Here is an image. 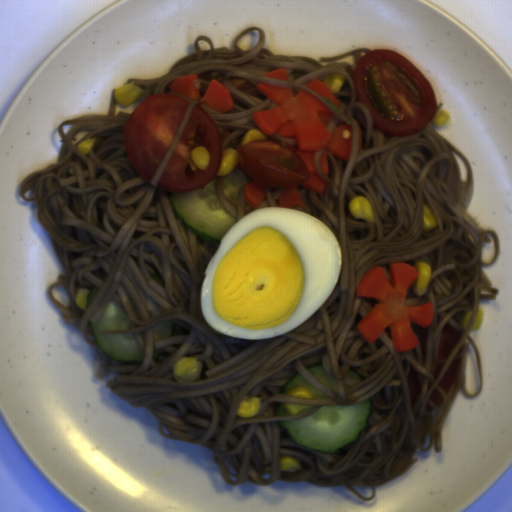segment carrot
Segmentation results:
<instances>
[{"instance_id": "79d8ee17", "label": "carrot", "mask_w": 512, "mask_h": 512, "mask_svg": "<svg viewBox=\"0 0 512 512\" xmlns=\"http://www.w3.org/2000/svg\"><path fill=\"white\" fill-rule=\"evenodd\" d=\"M299 206L306 210L302 198L299 194L298 185L287 187L278 199V207L293 208Z\"/></svg>"}, {"instance_id": "cead05ca", "label": "carrot", "mask_w": 512, "mask_h": 512, "mask_svg": "<svg viewBox=\"0 0 512 512\" xmlns=\"http://www.w3.org/2000/svg\"><path fill=\"white\" fill-rule=\"evenodd\" d=\"M389 271L390 280L381 266H373L363 275L356 289L357 297L375 298L379 303L373 305L357 328L359 335L372 343L389 326L396 352H405L420 343L412 323L430 327L434 306L431 301L419 306L405 305L407 289L419 275L415 266L396 262L389 265Z\"/></svg>"}, {"instance_id": "7f4f0e56", "label": "carrot", "mask_w": 512, "mask_h": 512, "mask_svg": "<svg viewBox=\"0 0 512 512\" xmlns=\"http://www.w3.org/2000/svg\"><path fill=\"white\" fill-rule=\"evenodd\" d=\"M320 166L323 173H325L329 177V159H328V153L327 150H324L321 159H320Z\"/></svg>"}, {"instance_id": "b8716197", "label": "carrot", "mask_w": 512, "mask_h": 512, "mask_svg": "<svg viewBox=\"0 0 512 512\" xmlns=\"http://www.w3.org/2000/svg\"><path fill=\"white\" fill-rule=\"evenodd\" d=\"M256 87L278 107L257 111L252 117L253 123L269 136L276 133L282 138L295 139L296 146L286 142L285 145L302 159L310 173L302 186L323 194L329 182L315 165V151L330 149L340 159L349 162L353 125L337 126L330 135L327 124L335 113L310 93L301 90L294 96L291 88H279L261 81L256 82Z\"/></svg>"}, {"instance_id": "abdcd85c", "label": "carrot", "mask_w": 512, "mask_h": 512, "mask_svg": "<svg viewBox=\"0 0 512 512\" xmlns=\"http://www.w3.org/2000/svg\"><path fill=\"white\" fill-rule=\"evenodd\" d=\"M262 77H266L269 79L280 80V81H289L288 79V71L287 69H275L268 73H265Z\"/></svg>"}, {"instance_id": "942b0fe3", "label": "carrot", "mask_w": 512, "mask_h": 512, "mask_svg": "<svg viewBox=\"0 0 512 512\" xmlns=\"http://www.w3.org/2000/svg\"><path fill=\"white\" fill-rule=\"evenodd\" d=\"M231 135V132L228 131H223L222 133H220L222 144L225 143L226 139Z\"/></svg>"}, {"instance_id": "07d2c1c8", "label": "carrot", "mask_w": 512, "mask_h": 512, "mask_svg": "<svg viewBox=\"0 0 512 512\" xmlns=\"http://www.w3.org/2000/svg\"><path fill=\"white\" fill-rule=\"evenodd\" d=\"M244 191L245 200L252 209L256 208L267 195L265 185L258 180L244 185Z\"/></svg>"}, {"instance_id": "46ec933d", "label": "carrot", "mask_w": 512, "mask_h": 512, "mask_svg": "<svg viewBox=\"0 0 512 512\" xmlns=\"http://www.w3.org/2000/svg\"><path fill=\"white\" fill-rule=\"evenodd\" d=\"M306 86L326 98L330 103H332L337 109L341 106V101L338 99L332 89L327 86L323 81L318 79H312Z\"/></svg>"}, {"instance_id": "1c9b5961", "label": "carrot", "mask_w": 512, "mask_h": 512, "mask_svg": "<svg viewBox=\"0 0 512 512\" xmlns=\"http://www.w3.org/2000/svg\"><path fill=\"white\" fill-rule=\"evenodd\" d=\"M197 78V74L177 78L169 86L173 92L199 101L217 112L224 114L234 109L235 104L233 97L225 85L215 79H211L203 97H201V90L200 88L197 89L194 83Z\"/></svg>"}]
</instances>
